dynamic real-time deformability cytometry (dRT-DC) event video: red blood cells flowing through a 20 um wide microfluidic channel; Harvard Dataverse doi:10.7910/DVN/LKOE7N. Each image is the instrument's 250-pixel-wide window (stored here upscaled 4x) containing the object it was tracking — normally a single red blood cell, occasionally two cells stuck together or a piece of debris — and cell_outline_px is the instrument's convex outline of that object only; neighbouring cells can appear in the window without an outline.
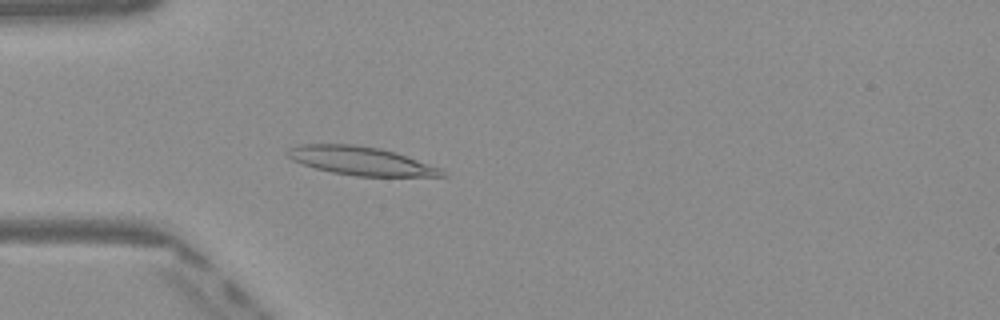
{"species": "Egyptian fruit bat (a non-hibernating species)", "species_latin": "Rousettus aegyptiacus", "temperature_condition": "warm", "stored_images_in_passage": 49, "camera_frame_rate_fps": 3000, "um_per_image_px": 0.085, "frame": {"image": 1, "passage_image": 14, "time_ms": 4.333, "image_size_px": [1000, 320], "cell_outline_px": [[448, 176], [356, 176], [332, 172], [316, 168], [292, 160], [284, 156], [284, 152], [288, 148], [300, 144], [352, 144], [380, 148], [396, 152], [440, 168], [448, 172]], "centroid_in_image_um": [30.65, 13.67], "position_along_channel_um": 54.4, "area_um2": 25.72}}
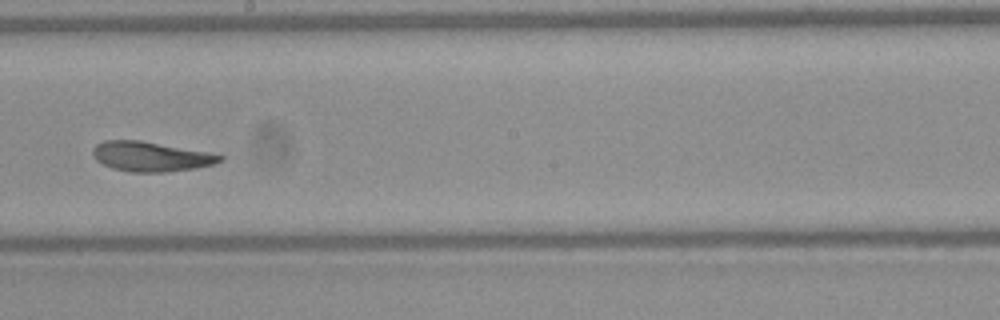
{"frame": {"image": 2, "passage_image": 28, "time_ms": 9.0, "image_size_px": [1000, 320], "cell_outline_px": [[224, 160], [212, 164], [196, 168], [168, 172], [128, 172], [112, 168], [96, 160], [92, 156], [92, 148], [96, 144], [104, 140], [140, 140], [220, 152], [224, 156]], "centroid_in_image_um": [12.91, 13.29], "position_along_channel_um": 235.3, "area_um2": 22.83}}
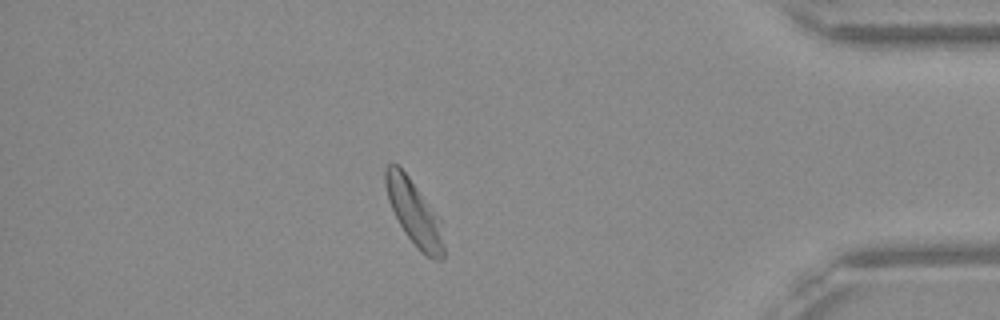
{"frame": {"image": 3, "passage_image": 43, "time_ms": 14.0, "image_size_px": [1000, 320], "cell_outline_px": [[444, 260], [432, 260], [420, 252], [404, 232], [388, 200], [384, 180], [384, 168], [388, 164], [396, 164], [408, 176], [440, 216], [444, 244]], "centroid_in_image_um": [35.23, 18.12], "position_along_channel_um": 400.0, "area_um2": 22.2}, "authors_computed_cell_mechanics": {"area_um2": 22.831, "velocity_mm_per_s": 4.0375, "shape_relaxation_time_tau1_ms": 4.3856, "shape_relaxation_time_tau2_ms": 1.4085, "deformation_change_tau1": 0.1752, "deformation_change_tau2": 0.0782}}